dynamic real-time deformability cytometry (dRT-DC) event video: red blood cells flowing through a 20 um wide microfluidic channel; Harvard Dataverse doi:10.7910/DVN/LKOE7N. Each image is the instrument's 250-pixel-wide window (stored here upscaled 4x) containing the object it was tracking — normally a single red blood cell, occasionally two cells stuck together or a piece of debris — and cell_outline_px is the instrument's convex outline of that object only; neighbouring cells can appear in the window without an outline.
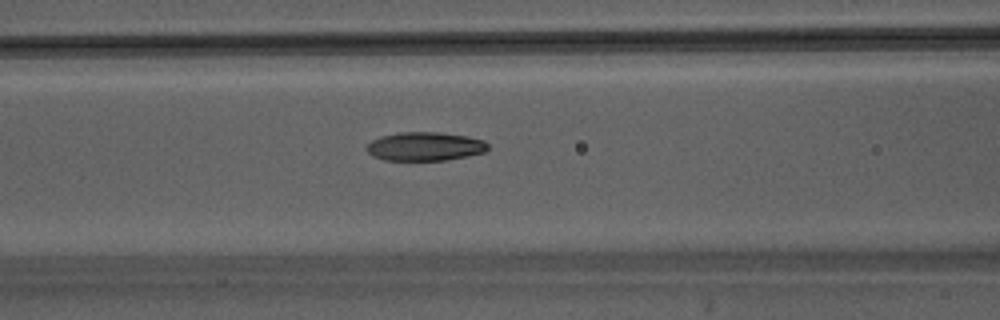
{"species": "Egyptian fruit bat (a non-hibernating species)", "species_latin": "Rousettus aegyptiacus", "temperature_condition": "warm", "stored_images_in_passage": 46, "camera_frame_rate_fps": 3000, "um_per_image_px": 0.085, "animal": {"sex": "male"}, "frame": {"image": 1, "passage_image": 20, "time_ms": 6.333, "image_size_px": [1000, 320], "cell_outline_px": [[488, 148], [484, 152], [468, 156], [444, 160], [384, 160], [372, 156], [364, 148], [372, 140], [380, 136], [400, 132], [436, 132], [468, 136], [484, 140], [488, 144]], "centroid_in_image_um": [36.1, 12.44], "position_along_channel_um": 130.5, "area_um2": 20.35}}
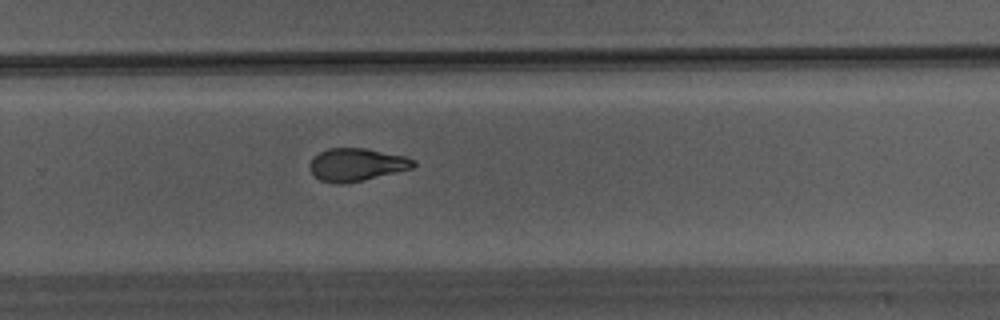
{"frame": {"image": 2, "passage_image": 31, "time_ms": 10.0, "image_size_px": [1000, 320], "cell_outline_px": [[416, 164], [412, 168], [364, 180], [340, 184], [336, 184], [320, 180], [308, 168], [312, 160], [320, 152], [328, 148], [364, 148], [404, 156], [416, 160]], "centroid_in_image_um": [30.31, 14.0], "position_along_channel_um": 299.5, "area_um2": 19.59}}
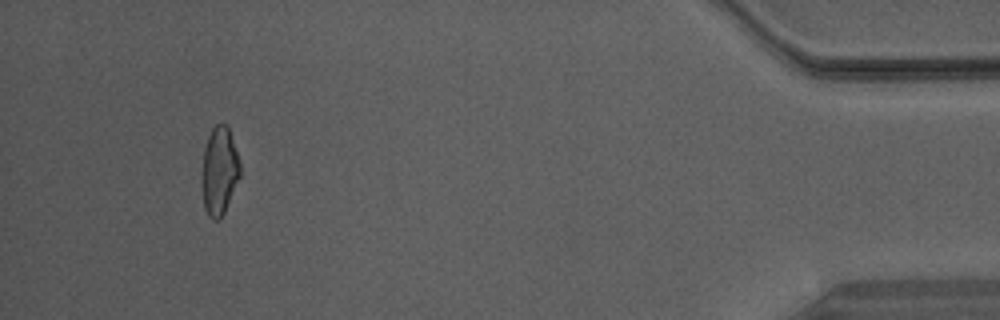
{"frame": {"image": 3, "passage_image": 43, "time_ms": 14.0, "image_size_px": [1000, 320], "cell_outline_px": [[240, 176], [224, 212], [216, 220], [212, 220], [208, 216], [204, 208], [200, 180], [200, 176], [204, 148], [208, 136], [212, 128], [216, 124], [228, 124], [240, 164]], "centroid_in_image_um": [18.61, 14.52], "position_along_channel_um": 416.6, "area_um2": 19.83}}